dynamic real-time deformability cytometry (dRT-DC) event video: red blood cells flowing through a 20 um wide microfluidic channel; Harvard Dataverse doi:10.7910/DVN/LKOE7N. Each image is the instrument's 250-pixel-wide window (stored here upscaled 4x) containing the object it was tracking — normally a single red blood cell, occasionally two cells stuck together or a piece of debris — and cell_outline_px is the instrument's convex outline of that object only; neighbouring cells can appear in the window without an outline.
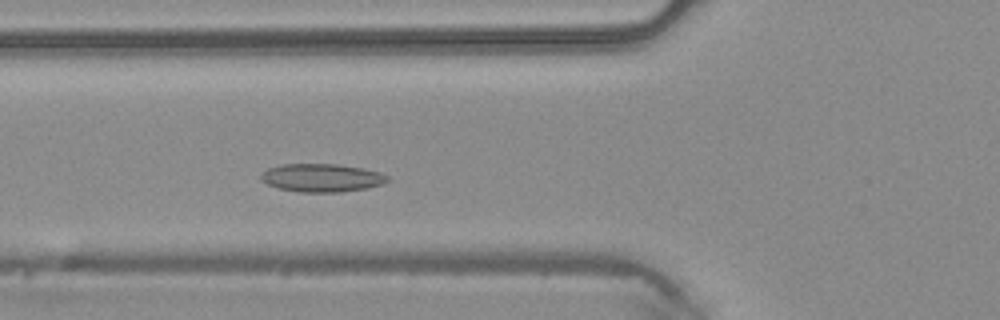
{"species": "common noctule bat (a hibernating species)", "species_latin": "Nyctalus noctula", "temperature_condition": "warm", "stored_images_in_passage": 45, "camera_frame_rate_fps": 3000, "um_per_image_px": 0.085, "animal": {"sex": "male", "body_mass_g": 20.4}, "frame": {"image": 1, "passage_image": 13, "time_ms": 4.0, "image_size_px": [1000, 320], "cell_outline_px": [[388, 180], [384, 184], [368, 188], [340, 192], [300, 192], [276, 188], [260, 180], [260, 176], [268, 168], [280, 164], [340, 164], [364, 168], [380, 172], [388, 176]], "centroid_in_image_um": [27.36, 15.11], "position_along_channel_um": 98.4, "area_um2": 20.98}}
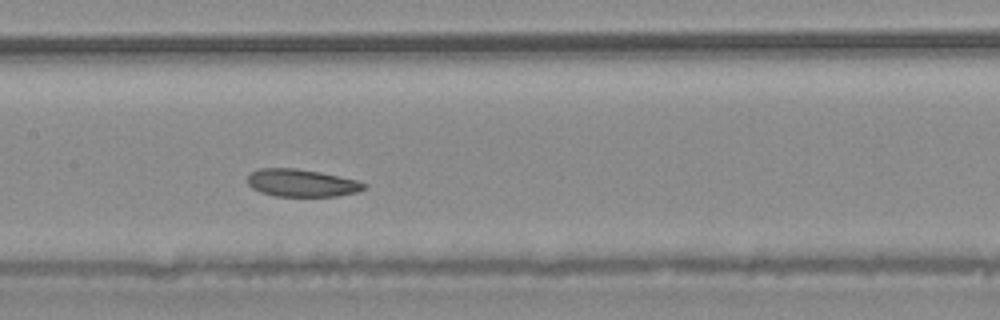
{"frame": {"image": 2, "passage_image": 19, "time_ms": 6.0, "image_size_px": [1000, 320], "cell_outline_px": [[368, 188], [356, 192], [336, 196], [276, 196], [260, 192], [252, 188], [248, 184], [248, 176], [252, 172], [260, 168], [296, 168], [320, 172], [356, 180], [368, 184]], "centroid_in_image_um": [25.66, 15.55], "position_along_channel_um": 181.7, "area_um2": 18.67}}
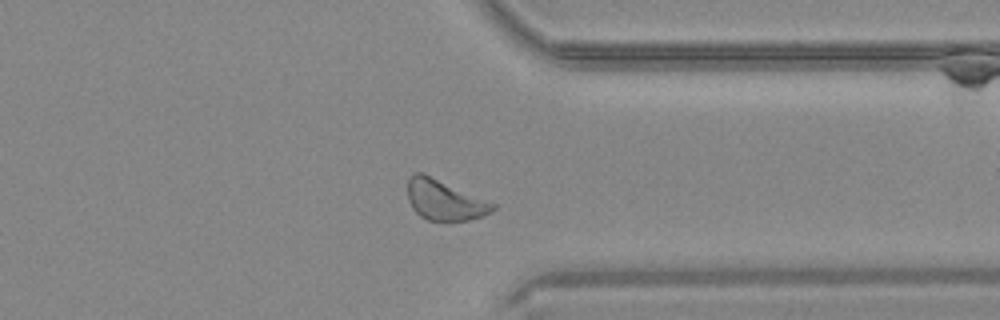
{"frame": {"image": 3, "passage_image": 33, "time_ms": 10.667, "image_size_px": [1000, 320], "cell_outline_px": [[496, 208], [492, 212], [484, 216], [468, 220], [444, 224], [428, 220], [420, 216], [412, 208], [408, 200], [408, 180], [416, 172], [424, 172], [496, 204]], "centroid_in_image_um": [37.8, 17.05], "position_along_channel_um": 373.6, "area_um2": 20.63}}